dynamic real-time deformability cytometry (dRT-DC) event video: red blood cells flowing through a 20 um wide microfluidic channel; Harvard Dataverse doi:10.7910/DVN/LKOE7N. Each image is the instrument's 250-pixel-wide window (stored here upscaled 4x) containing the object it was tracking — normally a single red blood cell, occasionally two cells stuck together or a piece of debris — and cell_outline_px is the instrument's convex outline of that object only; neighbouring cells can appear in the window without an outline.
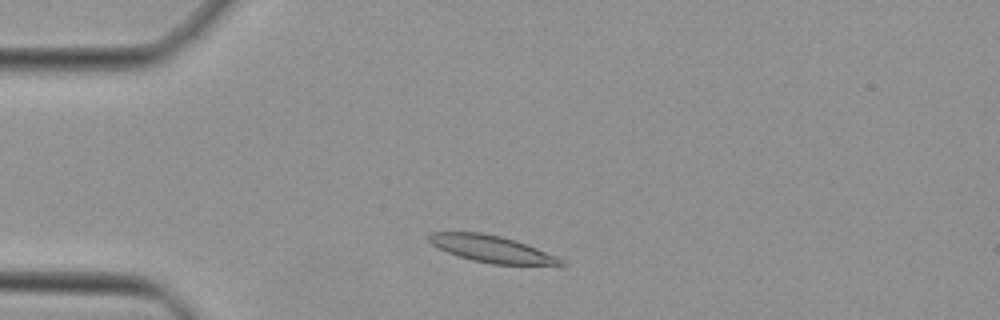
{"species": "Egyptian fruit bat (a non-hibernating species)", "species_latin": "Rousettus aegyptiacus", "temperature_condition": "cold", "stored_images_in_passage": 41, "camera_frame_rate_fps": 3000, "um_per_image_px": 0.085, "animal": {"sex": "female"}, "frame": {"image": 1, "passage_image": 5, "time_ms": 1.333, "image_size_px": [1000, 320], "cell_outline_px": [[568, 264], [492, 264], [472, 260], [448, 252], [432, 244], [428, 240], [428, 236], [432, 232], [480, 232], [500, 236], [516, 240], [556, 256], [564, 260]], "centroid_in_image_um": [41.77, 21.14], "position_along_channel_um": 43.2, "area_um2": 20.17}}
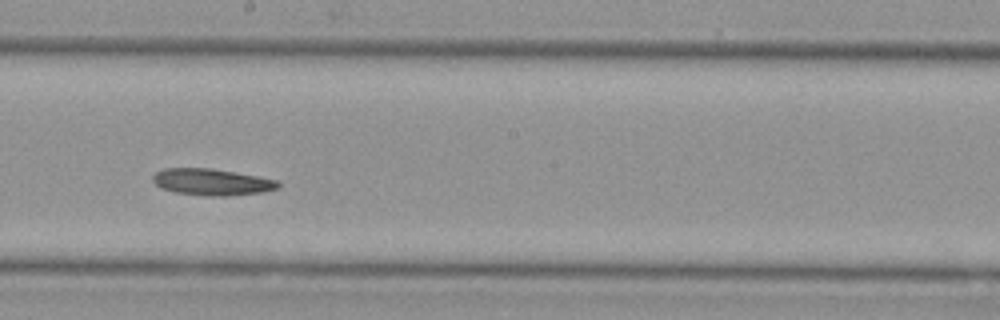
{"frame": {"image": 2, "passage_image": 20, "time_ms": 6.333, "image_size_px": [1000, 320], "cell_outline_px": [[280, 184], [276, 188], [264, 192], [228, 196], [208, 196], [176, 192], [160, 188], [152, 180], [152, 176], [156, 172], [164, 168], [208, 168], [256, 176], [276, 180]], "centroid_in_image_um": [17.96, 15.48], "position_along_channel_um": 230.2, "area_um2": 19.19}}
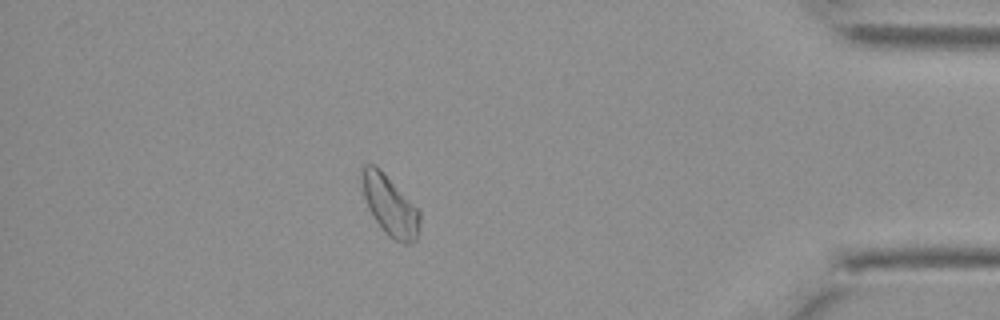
{"frame": {"image": 3, "passage_image": 35, "time_ms": 11.333, "image_size_px": [1000, 320], "cell_outline_px": [[420, 220], [416, 240], [408, 244], [404, 244], [388, 236], [384, 232], [372, 216], [368, 208], [364, 196], [360, 176], [360, 172], [364, 164], [376, 164], [380, 168], [420, 212]], "centroid_in_image_um": [33.1, 17.46], "position_along_channel_um": 402.1, "area_um2": 20.17}}